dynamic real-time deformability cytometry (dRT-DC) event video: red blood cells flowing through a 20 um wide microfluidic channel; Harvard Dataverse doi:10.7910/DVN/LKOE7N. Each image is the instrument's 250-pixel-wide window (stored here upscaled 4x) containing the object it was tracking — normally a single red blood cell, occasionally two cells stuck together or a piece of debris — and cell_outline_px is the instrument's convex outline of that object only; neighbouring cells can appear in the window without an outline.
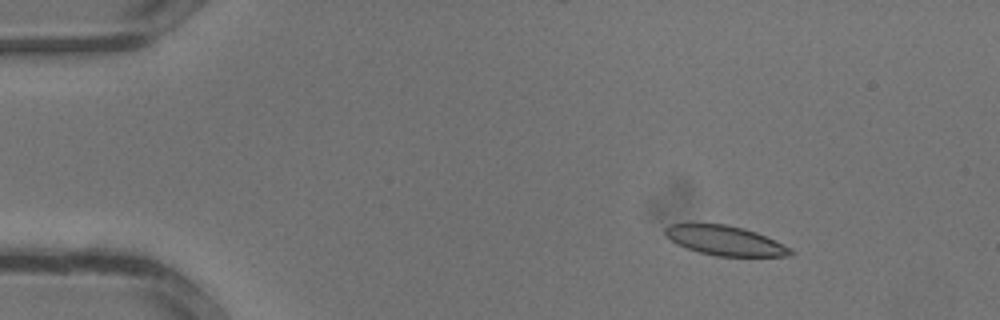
{"species": "common noctule bat (a hibernating species)", "species_latin": "Nyctalus noctula", "temperature_condition": "warm", "stored_images_in_passage": 34, "camera_frame_rate_fps": 3000, "um_per_image_px": 0.085, "animal": {"sex": "male", "body_mass_g": 13.3}, "frame": {"image": 1, "passage_image": 5, "time_ms": 1.333, "image_size_px": [1000, 320], "cell_outline_px": [[796, 252], [792, 256], [716, 256], [700, 252], [676, 244], [664, 232], [664, 228], [668, 224], [724, 224], [744, 228], [756, 232], [792, 248]], "centroid_in_image_um": [61.67, 20.45], "position_along_channel_um": 23.3, "area_um2": 21.5}}
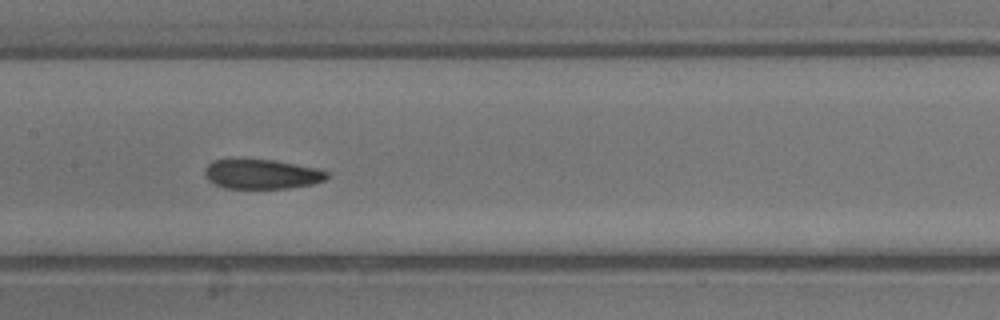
{"frame": {"image": 2, "passage_image": 17, "time_ms": 5.333, "image_size_px": [1000, 320], "cell_outline_px": [[328, 176], [324, 180], [312, 184], [288, 188], [224, 188], [208, 180], [204, 176], [204, 168], [212, 160], [272, 160], [316, 168], [328, 172]], "centroid_in_image_um": [22.22, 14.81], "position_along_channel_um": 185.2, "area_um2": 20.81}}
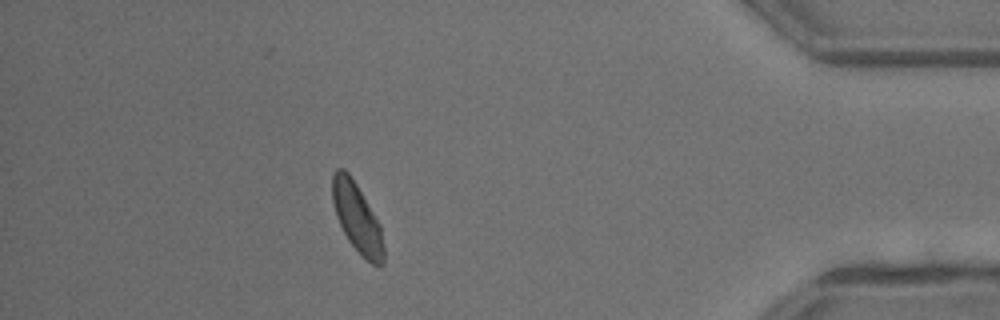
{"frame": {"image": 3, "passage_image": 30, "time_ms": 9.667, "image_size_px": [1000, 320], "cell_outline_px": [[384, 264], [372, 264], [348, 240], [336, 216], [332, 200], [332, 176], [336, 168], [344, 168], [348, 172], [356, 184], [380, 224], [384, 248]], "centroid_in_image_um": [30.34, 18.48], "position_along_channel_um": 404.9, "area_um2": 20.29}}